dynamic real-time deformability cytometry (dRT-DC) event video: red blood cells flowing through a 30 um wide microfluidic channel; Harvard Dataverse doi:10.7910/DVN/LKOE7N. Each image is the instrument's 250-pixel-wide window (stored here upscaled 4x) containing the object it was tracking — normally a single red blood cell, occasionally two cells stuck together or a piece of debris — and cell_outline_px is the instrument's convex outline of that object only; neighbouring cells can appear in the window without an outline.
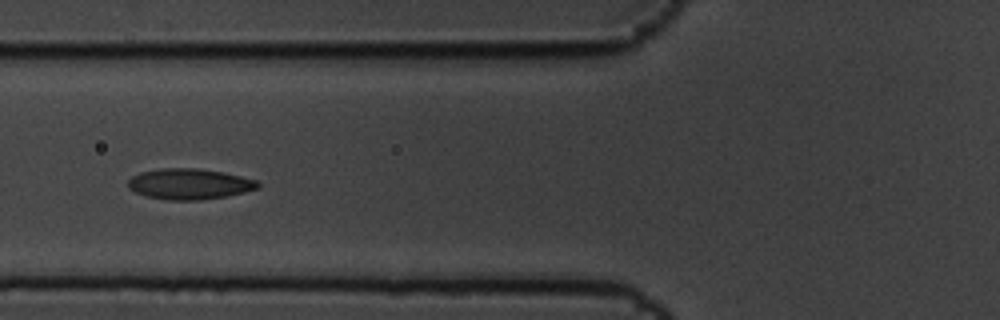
{"species": "common noctule bat (a hibernating species)", "species_latin": "Nyctalus noctula", "temperature_condition": "cold", "stored_images_in_passage": 5, "camera_frame_rate_fps": 3000, "um_per_image_px": 0.085, "animal": {"sex": "male", "body_mass_g": 19.5, "forearm_length_mm": 54.6}, "frame": {"image": 1, "passage_image": 2, "time_ms": 0.333, "image_size_px": [1000, 320], "cell_outline_px": [[260, 188], [228, 196], [200, 200], [164, 200], [144, 196], [128, 188], [128, 180], [132, 176], [140, 172], [160, 168], [196, 168], [224, 172], [256, 180], [260, 184]], "centroid_in_image_um": [16.08, 15.64], "position_along_channel_um": 109.7, "area_um2": 23.47}}
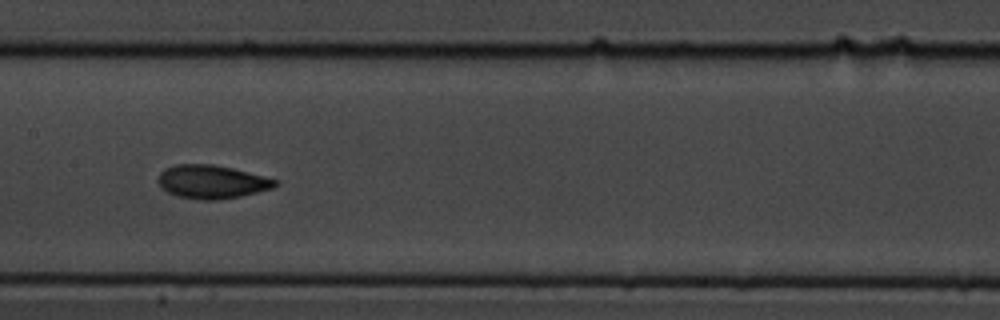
{"frame": {"image": 2, "passage_image": 4, "time_ms": 1.0, "image_size_px": [1000, 320], "cell_outline_px": [[280, 180], [276, 188], [240, 196], [220, 200], [200, 200], [176, 196], [160, 188], [160, 172], [164, 168], [176, 164], [212, 164], [232, 168]], "centroid_in_image_um": [18.04, 15.46], "position_along_channel_um": 189.4, "area_um2": 23.0}}
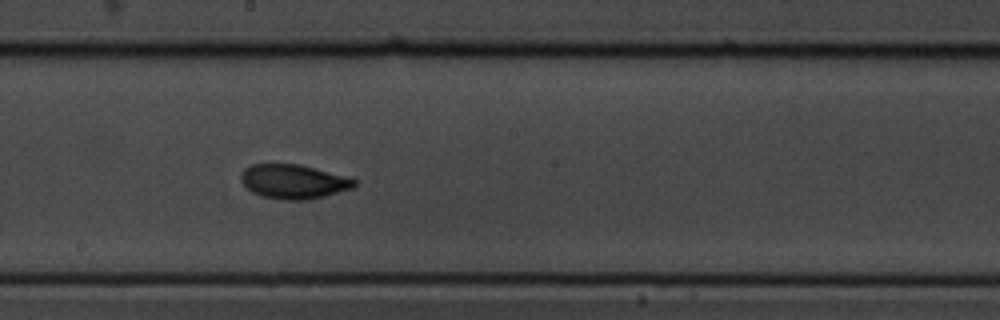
{"frame": {"image": 3, "passage_image": 5, "time_ms": 1.333, "image_size_px": [1000, 320], "cell_outline_px": [[356, 184], [352, 188], [324, 196], [308, 200], [280, 200], [260, 196], [252, 192], [240, 180], [240, 176], [244, 168], [252, 164], [300, 164], [356, 180]], "centroid_in_image_um": [24.89, 15.44], "position_along_channel_um": 223.3, "area_um2": 22.48}}